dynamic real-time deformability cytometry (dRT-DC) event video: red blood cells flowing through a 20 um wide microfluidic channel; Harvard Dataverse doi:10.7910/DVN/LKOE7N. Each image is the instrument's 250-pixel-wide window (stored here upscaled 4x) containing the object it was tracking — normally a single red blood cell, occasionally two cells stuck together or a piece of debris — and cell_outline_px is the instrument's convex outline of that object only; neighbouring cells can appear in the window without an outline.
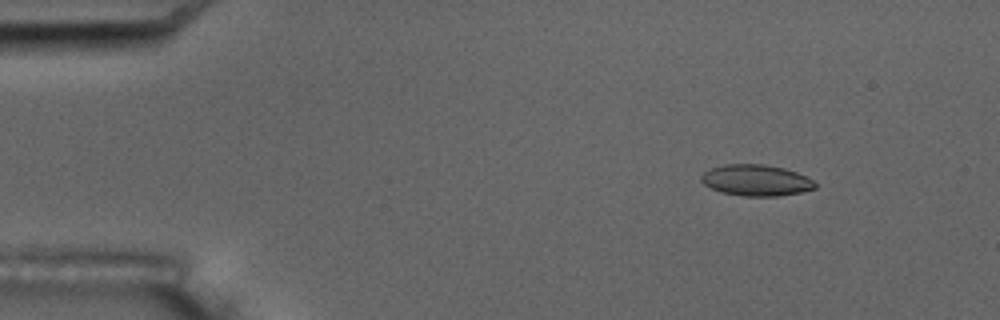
{"species": "common noctule bat (a hibernating species)", "species_latin": "Nyctalus noctula", "temperature_condition": "room temperature", "stored_images_in_passage": 5, "camera_frame_rate_fps": 3000, "um_per_image_px": 0.085, "animal": {"sex": "male", "body_mass_g": 17.5, "forearm_length_mm": 52.3}, "frame": {"image": 1, "passage_image": 2, "time_ms": 1.0, "image_size_px": [1000, 320], "cell_outline_px": [[816, 188], [800, 192], [780, 196], [744, 196], [720, 192], [704, 184], [700, 180], [700, 176], [704, 172], [712, 168], [724, 164], [764, 164], [784, 168], [796, 172], [812, 180], [816, 184]], "centroid_in_image_um": [64.25, 15.32], "position_along_channel_um": 20.8, "area_um2": 20.63}}